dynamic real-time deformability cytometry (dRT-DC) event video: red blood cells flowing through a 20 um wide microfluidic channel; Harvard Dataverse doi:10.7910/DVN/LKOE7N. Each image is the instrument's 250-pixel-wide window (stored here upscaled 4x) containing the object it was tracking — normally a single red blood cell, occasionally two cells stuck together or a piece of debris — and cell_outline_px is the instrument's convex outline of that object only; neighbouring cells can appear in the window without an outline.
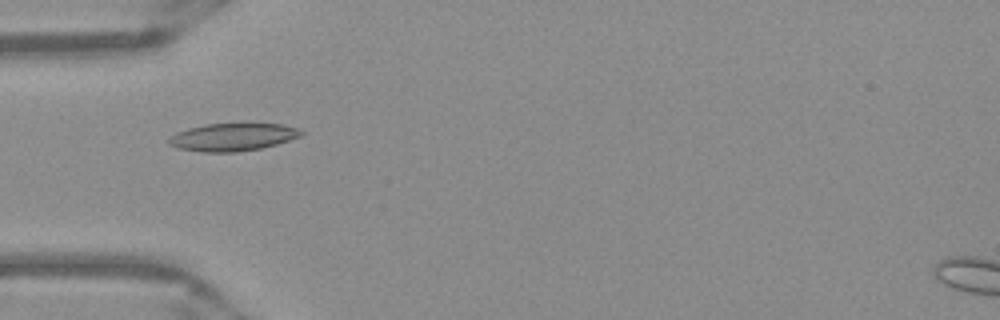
{"species": "Egyptian fruit bat (a non-hibernating species)", "species_latin": "Rousettus aegyptiacus", "temperature_condition": "warm", "stored_images_in_passage": 52, "camera_frame_rate_fps": 3000, "um_per_image_px": 0.085, "frame": {"image": 1, "passage_image": 17, "time_ms": 5.333, "image_size_px": [1000, 320], "cell_outline_px": [[304, 132], [300, 136], [276, 144], [260, 148], [236, 152], [204, 152], [180, 148], [168, 144], [168, 140], [176, 132], [188, 128], [204, 124], [280, 124], [296, 128]], "centroid_in_image_um": [19.75, 11.65], "position_along_channel_um": 65.2, "area_um2": 20.98}}
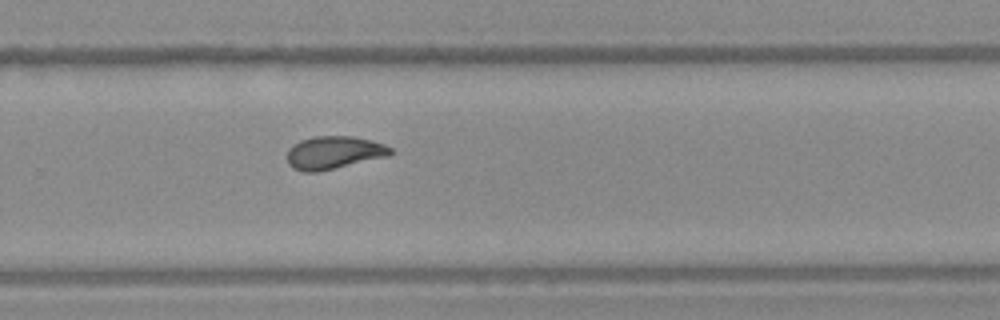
{"frame": {"image": 2, "passage_image": 35, "time_ms": 11.333, "image_size_px": [1000, 320], "cell_outline_px": [[392, 152], [388, 156], [316, 172], [304, 172], [292, 168], [288, 164], [288, 148], [292, 144], [300, 140], [316, 136], [352, 136], [372, 140], [384, 144], [392, 148]], "centroid_in_image_um": [28.35, 12.96], "position_along_channel_um": 301.4, "area_um2": 19.77}}
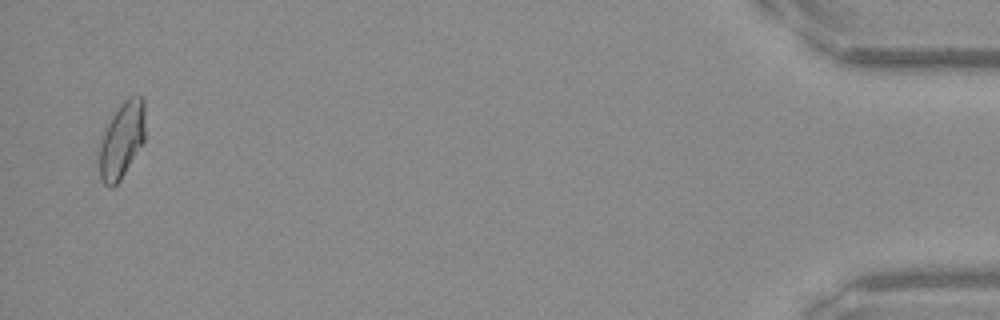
{"frame": {"image": 3, "passage_image": 51, "time_ms": 16.667, "image_size_px": [1000, 320], "cell_outline_px": [[144, 140], [120, 180], [112, 188], [108, 188], [100, 180], [100, 144], [104, 132], [112, 116], [120, 104], [128, 96], [140, 96], [144, 100]], "centroid_in_image_um": [10.35, 11.91], "position_along_channel_um": 424.9, "area_um2": 20.0}, "authors_computed_cell_mechanics": {"area_um2": 19.8254, "velocity_mm_per_s": 3.9375, "shape_relaxation_time_tau1_ms": 10.0569, "shape_relaxation_time_tau2_ms": 1.7688, "deformation_change_tau1": 0.2264, "deformation_change_tau2": 0.068}}